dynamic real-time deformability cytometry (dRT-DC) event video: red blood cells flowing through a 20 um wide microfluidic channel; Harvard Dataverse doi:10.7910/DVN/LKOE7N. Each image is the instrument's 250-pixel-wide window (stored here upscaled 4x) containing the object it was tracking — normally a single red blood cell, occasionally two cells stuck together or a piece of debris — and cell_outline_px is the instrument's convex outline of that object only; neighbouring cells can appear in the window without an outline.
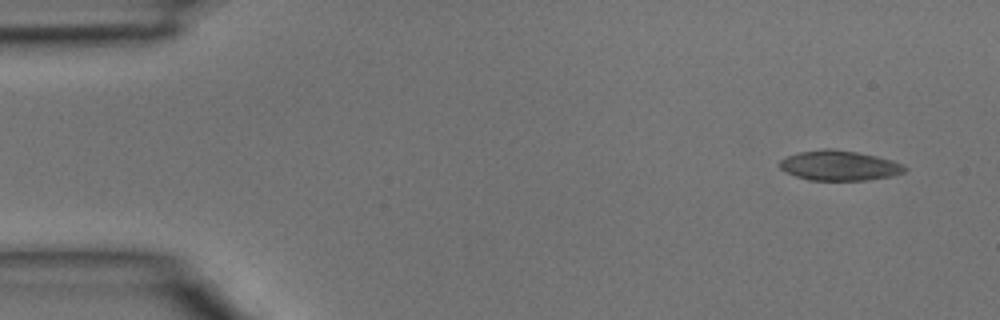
{"species": "common noctule bat (a hibernating species)", "species_latin": "Nyctalus noctula", "temperature_condition": "room temperature", "stored_images_in_passage": 4, "camera_frame_rate_fps": 3000, "um_per_image_px": 0.085, "animal": {"sex": "male", "body_mass_g": 15.6}, "frame": {"image": 1, "passage_image": 1, "time_ms": 0.0, "image_size_px": [1000, 320], "cell_outline_px": [[908, 168], [904, 172], [892, 176], [868, 180], [808, 180], [796, 176], [780, 168], [780, 160], [788, 156], [800, 152], [824, 148], [832, 148], [856, 152], [876, 156], [892, 160], [904, 164]], "centroid_in_image_um": [71.38, 14.07], "position_along_channel_um": 13.6, "area_um2": 21.79}}
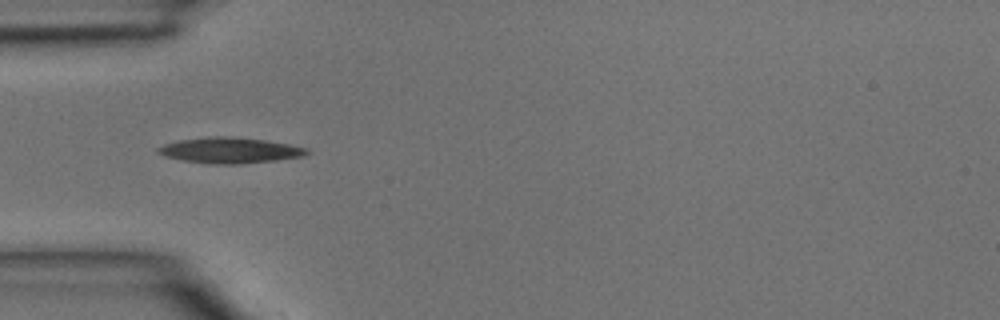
{"frame": {"image": 2, "passage_image": 4, "time_ms": 1.0, "image_size_px": [1000, 320], "cell_outline_px": [[312, 152], [304, 156], [276, 160], [240, 164], [212, 164], [184, 160], [164, 156], [156, 152], [156, 148], [164, 144], [180, 140], [208, 136], [228, 136], [264, 140], [288, 144], [308, 148]], "centroid_in_image_um": [19.55, 12.78], "position_along_channel_um": 65.5, "area_um2": 22.31}}